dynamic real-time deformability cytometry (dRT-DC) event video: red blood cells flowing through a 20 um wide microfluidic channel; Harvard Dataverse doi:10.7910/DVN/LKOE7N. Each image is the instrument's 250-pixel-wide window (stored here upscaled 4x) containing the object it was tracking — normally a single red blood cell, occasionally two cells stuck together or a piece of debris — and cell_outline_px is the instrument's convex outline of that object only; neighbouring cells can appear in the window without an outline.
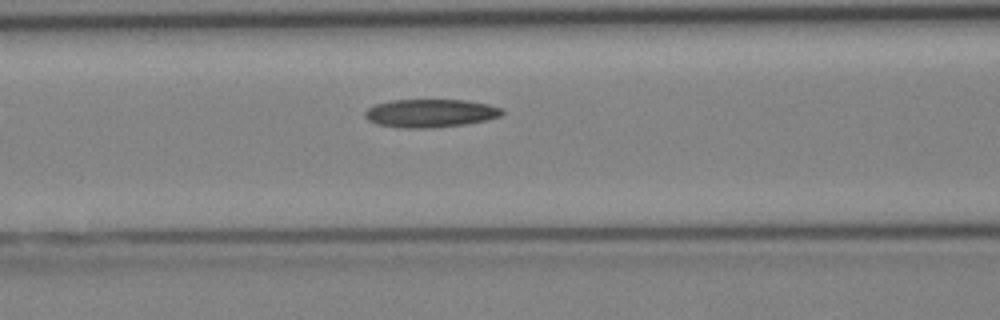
{"species": "Egyptian fruit bat (a non-hibernating species)", "species_latin": "Rousettus aegyptiacus", "temperature_condition": "cold", "stored_images_in_passage": 5, "camera_frame_rate_fps": 3000, "um_per_image_px": 0.085, "animal": {"sex": "female"}, "frame": {"image": 1, "passage_image": 5, "time_ms": 4.667, "image_size_px": [1000, 320], "cell_outline_px": [[504, 112], [500, 116], [488, 120], [464, 124], [436, 128], [400, 128], [376, 124], [368, 120], [364, 116], [364, 112], [368, 108], [376, 104], [392, 100], [468, 100], [488, 104], [500, 108]], "centroid_in_image_um": [36.57, 9.63], "position_along_channel_um": 130.0, "area_um2": 22.66}}